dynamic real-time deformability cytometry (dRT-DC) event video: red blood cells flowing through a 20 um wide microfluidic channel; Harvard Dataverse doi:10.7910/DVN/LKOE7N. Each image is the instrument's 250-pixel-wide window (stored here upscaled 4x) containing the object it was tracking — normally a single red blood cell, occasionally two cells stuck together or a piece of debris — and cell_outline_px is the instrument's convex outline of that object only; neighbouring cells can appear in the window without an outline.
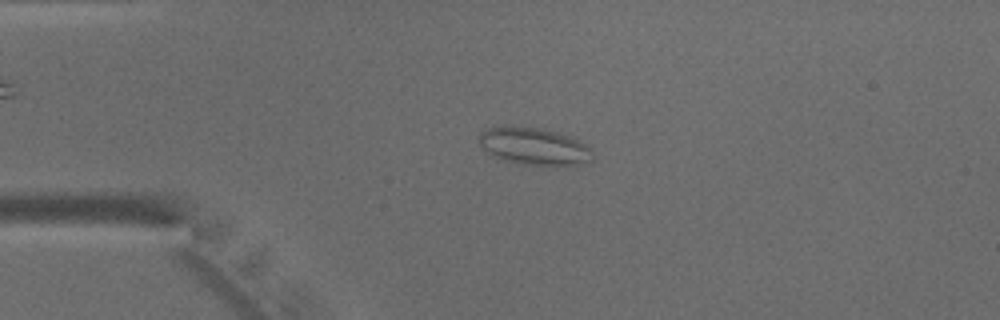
{"species": "common noctule bat (a hibernating species)", "species_latin": "Nyctalus noctula", "temperature_condition": "warm", "stored_images_in_passage": 4, "camera_frame_rate_fps": 3000, "um_per_image_px": 0.085, "animal": {"sex": "male", "body_mass_g": 15.6}, "frame": {"image": 1, "passage_image": 2, "time_ms": 2.0, "image_size_px": [1000, 320], "cell_outline_px": [[592, 160], [576, 164], [520, 164], [500, 160], [488, 152], [480, 144], [476, 136], [480, 132], [488, 128], [500, 124], [512, 124], [544, 128], [560, 132], [572, 136], [584, 144], [592, 152]], "centroid_in_image_um": [45.3, 12.37], "position_along_channel_um": 39.7, "area_um2": 25.09}}
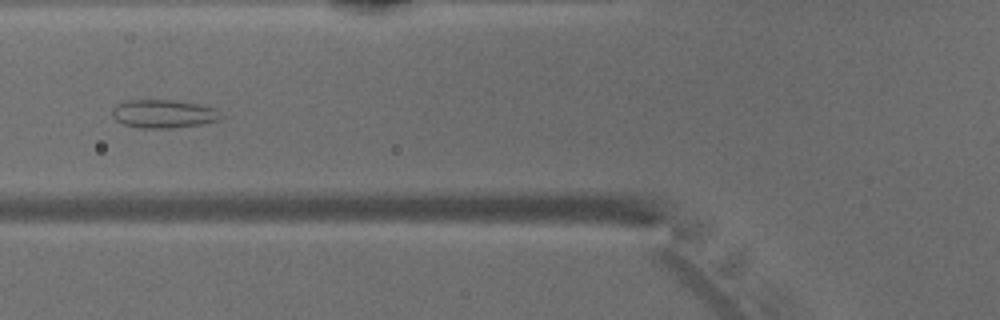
{"frame": {"image": 2, "passage_image": 4, "time_ms": 4.333, "image_size_px": [1000, 320], "cell_outline_px": [[224, 116], [220, 120], [200, 124], [172, 128], [140, 128], [124, 124], [116, 120], [112, 116], [112, 108], [116, 104], [128, 100], [176, 100], [200, 104], [216, 108]], "centroid_in_image_um": [13.92, 9.67], "position_along_channel_um": 111.9, "area_um2": 18.15}}